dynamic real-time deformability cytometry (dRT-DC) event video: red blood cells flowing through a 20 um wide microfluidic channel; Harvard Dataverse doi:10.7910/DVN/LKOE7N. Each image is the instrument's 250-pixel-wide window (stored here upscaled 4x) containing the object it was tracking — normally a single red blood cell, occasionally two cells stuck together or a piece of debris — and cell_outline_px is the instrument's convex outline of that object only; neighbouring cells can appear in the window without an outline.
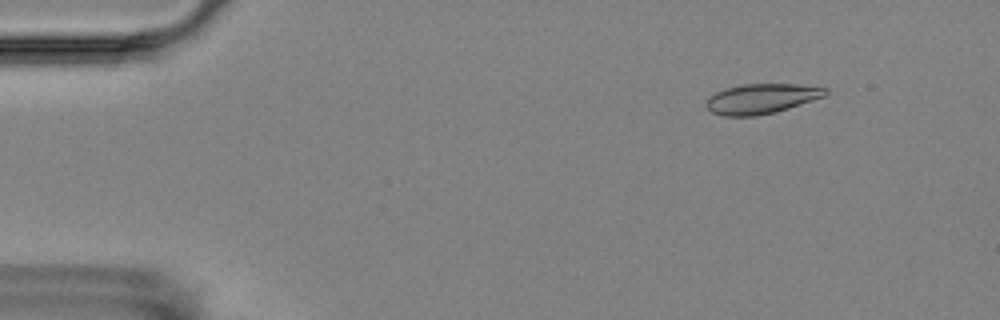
{"species": "Egyptian fruit bat (a non-hibernating species)", "species_latin": "Rousettus aegyptiacus", "temperature_condition": "room temperature", "stored_images_in_passage": 4, "camera_frame_rate_fps": 3000, "um_per_image_px": 0.085, "animal": {"sex": "female"}, "frame": {"image": 1, "passage_image": 2, "time_ms": 1.0, "image_size_px": [1000, 320], "cell_outline_px": [[828, 92], [824, 96], [776, 112], [756, 116], [724, 116], [712, 112], [704, 104], [708, 96], [724, 88], [740, 84], [796, 84], [828, 88]], "centroid_in_image_um": [64.67, 8.38], "position_along_channel_um": 20.3, "area_um2": 20.87}}